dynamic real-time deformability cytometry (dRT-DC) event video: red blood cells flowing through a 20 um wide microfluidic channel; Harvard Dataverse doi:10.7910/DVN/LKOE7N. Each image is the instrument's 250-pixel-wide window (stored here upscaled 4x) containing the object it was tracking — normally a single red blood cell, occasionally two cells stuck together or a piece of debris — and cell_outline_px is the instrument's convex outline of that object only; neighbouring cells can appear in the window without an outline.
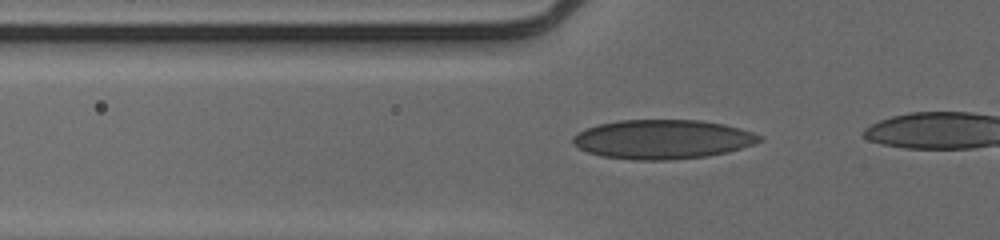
{"species": "human", "species_latin": "Homo sapiens", "temperature_condition": "cold", "stored_images_in_passage": 19, "camera_frame_rate_fps": 3000, "um_per_image_px": 0.085, "donor": {"sex": "male"}, "frame": {"image": 1, "passage_image": 3, "time_ms": 0.667, "image_size_px": [1000, 240], "cell_outline_px": [[764, 140], [728, 152], [704, 156], [668, 160], [636, 160], [600, 156], [588, 152], [572, 144], [572, 136], [584, 128], [600, 124], [620, 120], [700, 120], [724, 124], [740, 128], [764, 136]], "centroid_in_image_um": [56.3, 11.84], "position_along_channel_um": 69.5, "area_um2": 42.71}}
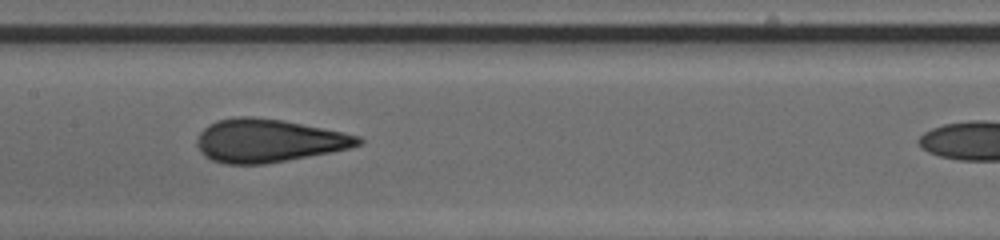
{"frame": {"image": 2, "passage_image": 12, "time_ms": 3.667, "image_size_px": [1000, 240], "cell_outline_px": [[364, 140], [360, 144], [348, 148], [332, 152], [264, 164], [224, 164], [212, 160], [204, 156], [200, 152], [196, 144], [196, 140], [200, 132], [208, 124], [216, 120], [236, 116], [252, 116], [284, 120], [344, 132], [360, 136]], "centroid_in_image_um": [22.78, 11.95], "position_along_channel_um": 184.6, "area_um2": 40.81}}
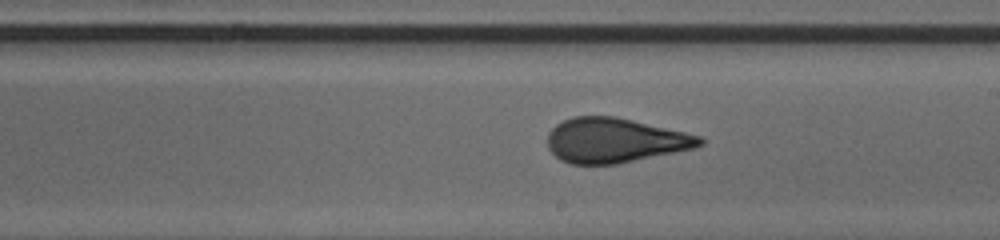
{"frame": {"image": 3, "passage_image": 16, "time_ms": 5.0, "image_size_px": [1000, 240], "cell_outline_px": [[704, 144], [696, 148], [616, 164], [572, 164], [560, 160], [548, 148], [548, 132], [556, 124], [572, 116], [616, 116], [704, 136]], "centroid_in_image_um": [52.29, 11.92], "position_along_channel_um": 236.7, "area_um2": 39.88}}